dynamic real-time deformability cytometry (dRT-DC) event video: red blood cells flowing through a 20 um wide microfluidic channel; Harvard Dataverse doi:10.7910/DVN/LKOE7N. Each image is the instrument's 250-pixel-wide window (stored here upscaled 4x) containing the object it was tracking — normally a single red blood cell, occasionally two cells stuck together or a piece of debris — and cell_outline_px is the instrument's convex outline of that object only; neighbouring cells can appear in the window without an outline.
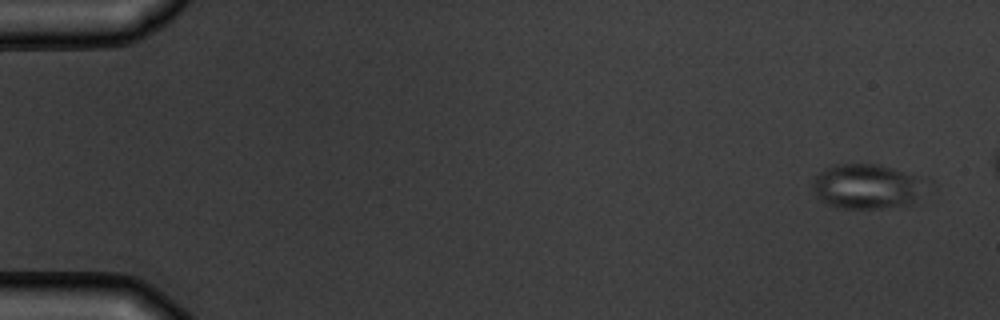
{"species": "common noctule bat (a hibernating species)", "species_latin": "Nyctalus noctula", "temperature_condition": "warm", "stored_images_in_passage": 5, "camera_frame_rate_fps": 3000, "um_per_image_px": 0.085, "animal": {"sex": "male", "body_mass_g": 19.5, "forearm_length_mm": 54.6}, "frame": {"image": 1, "passage_image": 1, "time_ms": 0.0, "image_size_px": [1000, 320], "cell_outline_px": [[932, 180], [912, 204], [880, 208], [840, 208], [824, 204], [816, 196], [812, 188], [812, 180], [820, 172], [832, 164], [876, 164], [924, 176]], "centroid_in_image_um": [73.73, 15.84], "position_along_channel_um": 11.3, "area_um2": 30.29}}